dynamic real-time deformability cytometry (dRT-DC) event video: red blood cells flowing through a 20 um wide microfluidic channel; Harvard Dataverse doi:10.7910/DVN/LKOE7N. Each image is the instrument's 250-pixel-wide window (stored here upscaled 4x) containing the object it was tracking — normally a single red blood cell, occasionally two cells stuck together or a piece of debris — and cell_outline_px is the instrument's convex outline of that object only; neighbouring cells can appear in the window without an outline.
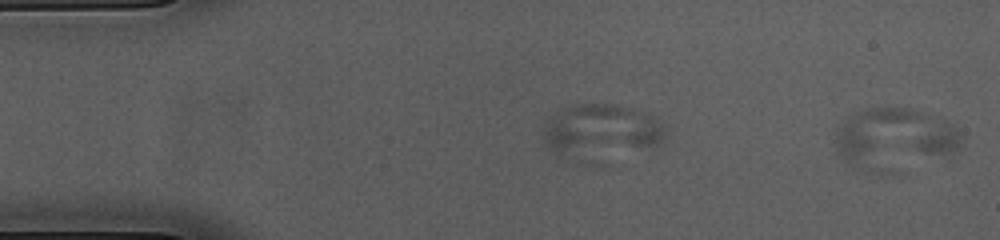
{"species": "common noctule bat (a hibernating species)", "species_latin": "Nyctalus noctula", "temperature_condition": "cold", "stored_images_in_passage": 5, "camera_frame_rate_fps": 3000, "um_per_image_px": 0.085, "animal": {"sex": "female", "body_mass_g": 23.0, "forearm_length_mm": 53.4}, "frame": {"image": 1, "passage_image": 1, "time_ms": 0.0, "image_size_px": [1000, 240], "cell_outline_px": [[960, 148], [952, 152], [860, 164], [848, 164], [836, 152], [836, 132], [840, 124], [848, 116], [868, 108], [912, 108], [940, 116], [952, 124], [956, 128], [960, 136]], "centroid_in_image_um": [75.99, 11.52], "position_along_channel_um": 9.0, "area_um2": 39.94}}